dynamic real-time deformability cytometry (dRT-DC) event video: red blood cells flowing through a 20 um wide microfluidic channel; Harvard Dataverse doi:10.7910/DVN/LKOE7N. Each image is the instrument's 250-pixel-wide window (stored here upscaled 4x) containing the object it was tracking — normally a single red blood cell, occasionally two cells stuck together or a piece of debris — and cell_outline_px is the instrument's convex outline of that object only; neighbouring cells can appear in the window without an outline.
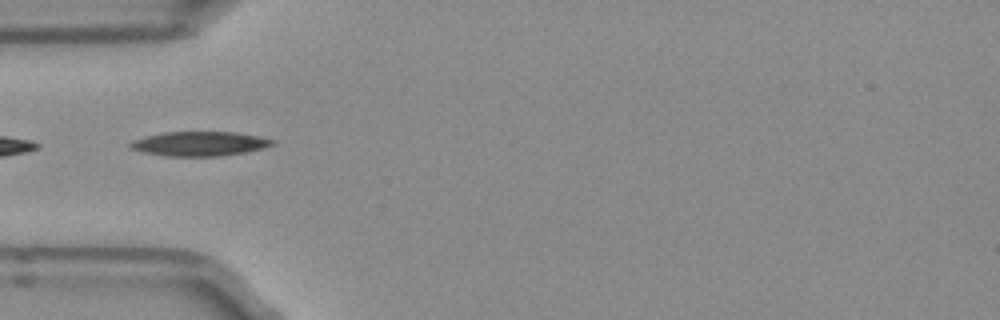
{"species": "Egyptian fruit bat (a non-hibernating species)", "species_latin": "Rousettus aegyptiacus", "temperature_condition": "room temperature", "stored_images_in_passage": 4, "camera_frame_rate_fps": 3000, "um_per_image_px": 0.085, "frame": {"image": 1, "passage_image": 4, "time_ms": 1.0, "image_size_px": [1000, 320], "cell_outline_px": [[276, 144], [264, 148], [244, 152], [220, 156], [168, 156], [144, 152], [128, 148], [128, 144], [132, 140], [164, 132], [236, 132], [260, 136], [276, 140]], "centroid_in_image_um": [17.0, 12.21], "position_along_channel_um": 68.0, "area_um2": 20.29}}